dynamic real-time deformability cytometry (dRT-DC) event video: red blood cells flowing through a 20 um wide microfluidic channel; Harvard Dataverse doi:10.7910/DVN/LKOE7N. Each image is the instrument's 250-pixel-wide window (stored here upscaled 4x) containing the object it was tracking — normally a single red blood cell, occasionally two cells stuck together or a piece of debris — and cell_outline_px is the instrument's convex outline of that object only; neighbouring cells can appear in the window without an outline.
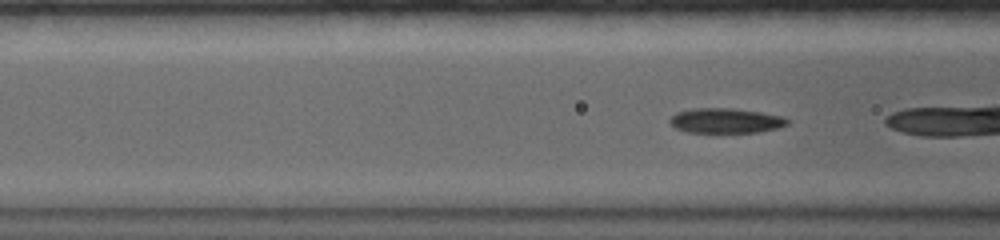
{"species": "common noctule bat (a hibernating species)", "species_latin": "Nyctalus noctula", "temperature_condition": "warm", "stored_images_in_passage": 52, "camera_frame_rate_fps": 5000, "um_per_image_px": 0.085, "animal": {"sex": "female", "body_mass_g": 19.0, "forearm_length_mm": 56.7}, "frame": {"image": 1, "passage_image": 8, "time_ms": 1.4, "image_size_px": [1000, 240], "cell_outline_px": [[788, 124], [780, 128], [760, 132], [688, 132], [676, 128], [668, 120], [676, 112], [692, 108], [732, 108], [760, 112], [780, 116], [788, 120]], "centroid_in_image_um": [61.68, 10.25], "position_along_channel_um": 104.9, "area_um2": 16.99}}